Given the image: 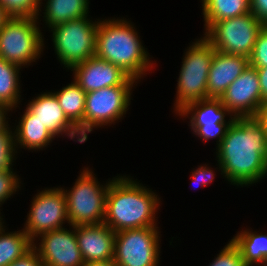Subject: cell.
I'll return each instance as SVG.
<instances>
[{
	"label": "cell",
	"mask_w": 267,
	"mask_h": 266,
	"mask_svg": "<svg viewBox=\"0 0 267 266\" xmlns=\"http://www.w3.org/2000/svg\"><path fill=\"white\" fill-rule=\"evenodd\" d=\"M221 174L232 185L249 186L267 175V137L255 117L235 118L216 148Z\"/></svg>",
	"instance_id": "obj_1"
},
{
	"label": "cell",
	"mask_w": 267,
	"mask_h": 266,
	"mask_svg": "<svg viewBox=\"0 0 267 266\" xmlns=\"http://www.w3.org/2000/svg\"><path fill=\"white\" fill-rule=\"evenodd\" d=\"M116 177L108 187L103 223L114 232L158 227L155 219L160 205L158 195L129 176Z\"/></svg>",
	"instance_id": "obj_2"
},
{
	"label": "cell",
	"mask_w": 267,
	"mask_h": 266,
	"mask_svg": "<svg viewBox=\"0 0 267 266\" xmlns=\"http://www.w3.org/2000/svg\"><path fill=\"white\" fill-rule=\"evenodd\" d=\"M131 21L124 19H103L98 23L95 56L111 62L130 78L139 81L153 68V61L143 47L139 33ZM150 69V70H149Z\"/></svg>",
	"instance_id": "obj_3"
},
{
	"label": "cell",
	"mask_w": 267,
	"mask_h": 266,
	"mask_svg": "<svg viewBox=\"0 0 267 266\" xmlns=\"http://www.w3.org/2000/svg\"><path fill=\"white\" fill-rule=\"evenodd\" d=\"M214 52V47L204 37L186 49L177 81L175 114L190 103L208 98L207 80Z\"/></svg>",
	"instance_id": "obj_4"
},
{
	"label": "cell",
	"mask_w": 267,
	"mask_h": 266,
	"mask_svg": "<svg viewBox=\"0 0 267 266\" xmlns=\"http://www.w3.org/2000/svg\"><path fill=\"white\" fill-rule=\"evenodd\" d=\"M39 19L10 17L0 30V58L20 67L36 62L44 46Z\"/></svg>",
	"instance_id": "obj_5"
},
{
	"label": "cell",
	"mask_w": 267,
	"mask_h": 266,
	"mask_svg": "<svg viewBox=\"0 0 267 266\" xmlns=\"http://www.w3.org/2000/svg\"><path fill=\"white\" fill-rule=\"evenodd\" d=\"M94 175L89 168L83 169L71 190L62 188L70 226L101 224L104 221L110 180L103 186Z\"/></svg>",
	"instance_id": "obj_6"
},
{
	"label": "cell",
	"mask_w": 267,
	"mask_h": 266,
	"mask_svg": "<svg viewBox=\"0 0 267 266\" xmlns=\"http://www.w3.org/2000/svg\"><path fill=\"white\" fill-rule=\"evenodd\" d=\"M98 21L86 17L70 20L50 28L57 58L65 68L94 57L96 53V34Z\"/></svg>",
	"instance_id": "obj_7"
},
{
	"label": "cell",
	"mask_w": 267,
	"mask_h": 266,
	"mask_svg": "<svg viewBox=\"0 0 267 266\" xmlns=\"http://www.w3.org/2000/svg\"><path fill=\"white\" fill-rule=\"evenodd\" d=\"M264 24L253 13L211 23L204 38L215 50L249 58Z\"/></svg>",
	"instance_id": "obj_8"
},
{
	"label": "cell",
	"mask_w": 267,
	"mask_h": 266,
	"mask_svg": "<svg viewBox=\"0 0 267 266\" xmlns=\"http://www.w3.org/2000/svg\"><path fill=\"white\" fill-rule=\"evenodd\" d=\"M134 85H119L105 87L86 93L85 111L83 117V138L87 141L88 133L93 128H101L114 124L124 117L129 109L132 87Z\"/></svg>",
	"instance_id": "obj_9"
},
{
	"label": "cell",
	"mask_w": 267,
	"mask_h": 266,
	"mask_svg": "<svg viewBox=\"0 0 267 266\" xmlns=\"http://www.w3.org/2000/svg\"><path fill=\"white\" fill-rule=\"evenodd\" d=\"M158 230L143 227L116 232L113 258L116 266H158L161 238Z\"/></svg>",
	"instance_id": "obj_10"
},
{
	"label": "cell",
	"mask_w": 267,
	"mask_h": 266,
	"mask_svg": "<svg viewBox=\"0 0 267 266\" xmlns=\"http://www.w3.org/2000/svg\"><path fill=\"white\" fill-rule=\"evenodd\" d=\"M65 222L69 224L67 200L63 189L47 188L33 197L23 230L34 242L45 232L64 228Z\"/></svg>",
	"instance_id": "obj_11"
},
{
	"label": "cell",
	"mask_w": 267,
	"mask_h": 266,
	"mask_svg": "<svg viewBox=\"0 0 267 266\" xmlns=\"http://www.w3.org/2000/svg\"><path fill=\"white\" fill-rule=\"evenodd\" d=\"M230 118L227 122L225 116ZM177 115L186 116L190 119V127L193 134L200 137L204 142L209 139L217 138V146L225 137L228 127L234 121L235 117L222 104L220 98H206L197 102L188 104Z\"/></svg>",
	"instance_id": "obj_12"
},
{
	"label": "cell",
	"mask_w": 267,
	"mask_h": 266,
	"mask_svg": "<svg viewBox=\"0 0 267 266\" xmlns=\"http://www.w3.org/2000/svg\"><path fill=\"white\" fill-rule=\"evenodd\" d=\"M71 229L64 227L39 235V246L33 242V248L45 266H84L75 226Z\"/></svg>",
	"instance_id": "obj_13"
},
{
	"label": "cell",
	"mask_w": 267,
	"mask_h": 266,
	"mask_svg": "<svg viewBox=\"0 0 267 266\" xmlns=\"http://www.w3.org/2000/svg\"><path fill=\"white\" fill-rule=\"evenodd\" d=\"M220 99L235 118L255 117L264 104L256 68L248 65Z\"/></svg>",
	"instance_id": "obj_14"
},
{
	"label": "cell",
	"mask_w": 267,
	"mask_h": 266,
	"mask_svg": "<svg viewBox=\"0 0 267 266\" xmlns=\"http://www.w3.org/2000/svg\"><path fill=\"white\" fill-rule=\"evenodd\" d=\"M74 81L87 93L105 87L119 85H135L138 83L130 78L118 66L97 58L96 56L73 66Z\"/></svg>",
	"instance_id": "obj_15"
},
{
	"label": "cell",
	"mask_w": 267,
	"mask_h": 266,
	"mask_svg": "<svg viewBox=\"0 0 267 266\" xmlns=\"http://www.w3.org/2000/svg\"><path fill=\"white\" fill-rule=\"evenodd\" d=\"M26 108L40 121L55 137L66 135L79 143L86 140L80 135L77 127L67 118L60 107L57 97L52 92H44L31 99Z\"/></svg>",
	"instance_id": "obj_16"
},
{
	"label": "cell",
	"mask_w": 267,
	"mask_h": 266,
	"mask_svg": "<svg viewBox=\"0 0 267 266\" xmlns=\"http://www.w3.org/2000/svg\"><path fill=\"white\" fill-rule=\"evenodd\" d=\"M75 234L84 263L113 260L116 232L105 223L76 225Z\"/></svg>",
	"instance_id": "obj_17"
},
{
	"label": "cell",
	"mask_w": 267,
	"mask_h": 266,
	"mask_svg": "<svg viewBox=\"0 0 267 266\" xmlns=\"http://www.w3.org/2000/svg\"><path fill=\"white\" fill-rule=\"evenodd\" d=\"M248 65L247 57L215 50L208 73V98H220Z\"/></svg>",
	"instance_id": "obj_18"
},
{
	"label": "cell",
	"mask_w": 267,
	"mask_h": 266,
	"mask_svg": "<svg viewBox=\"0 0 267 266\" xmlns=\"http://www.w3.org/2000/svg\"><path fill=\"white\" fill-rule=\"evenodd\" d=\"M24 111L19 124L14 126L16 148L20 145L19 148L28 150H43L55 136L27 108Z\"/></svg>",
	"instance_id": "obj_19"
},
{
	"label": "cell",
	"mask_w": 267,
	"mask_h": 266,
	"mask_svg": "<svg viewBox=\"0 0 267 266\" xmlns=\"http://www.w3.org/2000/svg\"><path fill=\"white\" fill-rule=\"evenodd\" d=\"M89 0H47L44 6V21L48 28L89 14Z\"/></svg>",
	"instance_id": "obj_20"
},
{
	"label": "cell",
	"mask_w": 267,
	"mask_h": 266,
	"mask_svg": "<svg viewBox=\"0 0 267 266\" xmlns=\"http://www.w3.org/2000/svg\"><path fill=\"white\" fill-rule=\"evenodd\" d=\"M231 240L239 248L247 266H267V234L246 229L238 232Z\"/></svg>",
	"instance_id": "obj_21"
},
{
	"label": "cell",
	"mask_w": 267,
	"mask_h": 266,
	"mask_svg": "<svg viewBox=\"0 0 267 266\" xmlns=\"http://www.w3.org/2000/svg\"><path fill=\"white\" fill-rule=\"evenodd\" d=\"M67 118L77 127L83 137V117L86 103V92L75 82L52 92Z\"/></svg>",
	"instance_id": "obj_22"
},
{
	"label": "cell",
	"mask_w": 267,
	"mask_h": 266,
	"mask_svg": "<svg viewBox=\"0 0 267 266\" xmlns=\"http://www.w3.org/2000/svg\"><path fill=\"white\" fill-rule=\"evenodd\" d=\"M206 29L211 23L250 13V0H202Z\"/></svg>",
	"instance_id": "obj_23"
},
{
	"label": "cell",
	"mask_w": 267,
	"mask_h": 266,
	"mask_svg": "<svg viewBox=\"0 0 267 266\" xmlns=\"http://www.w3.org/2000/svg\"><path fill=\"white\" fill-rule=\"evenodd\" d=\"M0 228V266H8L33 247V241L24 230L5 232Z\"/></svg>",
	"instance_id": "obj_24"
},
{
	"label": "cell",
	"mask_w": 267,
	"mask_h": 266,
	"mask_svg": "<svg viewBox=\"0 0 267 266\" xmlns=\"http://www.w3.org/2000/svg\"><path fill=\"white\" fill-rule=\"evenodd\" d=\"M21 67L0 58V104L13 110L20 103V80Z\"/></svg>",
	"instance_id": "obj_25"
},
{
	"label": "cell",
	"mask_w": 267,
	"mask_h": 266,
	"mask_svg": "<svg viewBox=\"0 0 267 266\" xmlns=\"http://www.w3.org/2000/svg\"><path fill=\"white\" fill-rule=\"evenodd\" d=\"M41 4H44L42 0H0L10 17H39Z\"/></svg>",
	"instance_id": "obj_26"
},
{
	"label": "cell",
	"mask_w": 267,
	"mask_h": 266,
	"mask_svg": "<svg viewBox=\"0 0 267 266\" xmlns=\"http://www.w3.org/2000/svg\"><path fill=\"white\" fill-rule=\"evenodd\" d=\"M8 127L5 131L0 132V171H13L11 167L16 158V143L12 129Z\"/></svg>",
	"instance_id": "obj_27"
},
{
	"label": "cell",
	"mask_w": 267,
	"mask_h": 266,
	"mask_svg": "<svg viewBox=\"0 0 267 266\" xmlns=\"http://www.w3.org/2000/svg\"><path fill=\"white\" fill-rule=\"evenodd\" d=\"M209 266H247L242 258L239 248L232 240L224 246Z\"/></svg>",
	"instance_id": "obj_28"
},
{
	"label": "cell",
	"mask_w": 267,
	"mask_h": 266,
	"mask_svg": "<svg viewBox=\"0 0 267 266\" xmlns=\"http://www.w3.org/2000/svg\"><path fill=\"white\" fill-rule=\"evenodd\" d=\"M249 65L253 67H267V25L260 30L251 56Z\"/></svg>",
	"instance_id": "obj_29"
},
{
	"label": "cell",
	"mask_w": 267,
	"mask_h": 266,
	"mask_svg": "<svg viewBox=\"0 0 267 266\" xmlns=\"http://www.w3.org/2000/svg\"><path fill=\"white\" fill-rule=\"evenodd\" d=\"M18 176L14 171H0V207L21 188V179Z\"/></svg>",
	"instance_id": "obj_30"
},
{
	"label": "cell",
	"mask_w": 267,
	"mask_h": 266,
	"mask_svg": "<svg viewBox=\"0 0 267 266\" xmlns=\"http://www.w3.org/2000/svg\"><path fill=\"white\" fill-rule=\"evenodd\" d=\"M214 175L216 174L213 173L212 168L210 169L207 165H201L192 171L191 178L193 182L204 187L213 181Z\"/></svg>",
	"instance_id": "obj_31"
},
{
	"label": "cell",
	"mask_w": 267,
	"mask_h": 266,
	"mask_svg": "<svg viewBox=\"0 0 267 266\" xmlns=\"http://www.w3.org/2000/svg\"><path fill=\"white\" fill-rule=\"evenodd\" d=\"M8 266H45L37 251L32 247L22 257L18 258Z\"/></svg>",
	"instance_id": "obj_32"
},
{
	"label": "cell",
	"mask_w": 267,
	"mask_h": 266,
	"mask_svg": "<svg viewBox=\"0 0 267 266\" xmlns=\"http://www.w3.org/2000/svg\"><path fill=\"white\" fill-rule=\"evenodd\" d=\"M250 12L267 25V0H250Z\"/></svg>",
	"instance_id": "obj_33"
},
{
	"label": "cell",
	"mask_w": 267,
	"mask_h": 266,
	"mask_svg": "<svg viewBox=\"0 0 267 266\" xmlns=\"http://www.w3.org/2000/svg\"><path fill=\"white\" fill-rule=\"evenodd\" d=\"M257 70L263 102H267V67H255Z\"/></svg>",
	"instance_id": "obj_34"
},
{
	"label": "cell",
	"mask_w": 267,
	"mask_h": 266,
	"mask_svg": "<svg viewBox=\"0 0 267 266\" xmlns=\"http://www.w3.org/2000/svg\"><path fill=\"white\" fill-rule=\"evenodd\" d=\"M255 119L261 124V126L265 129L266 137H267V102H265L260 109L258 110Z\"/></svg>",
	"instance_id": "obj_35"
},
{
	"label": "cell",
	"mask_w": 267,
	"mask_h": 266,
	"mask_svg": "<svg viewBox=\"0 0 267 266\" xmlns=\"http://www.w3.org/2000/svg\"><path fill=\"white\" fill-rule=\"evenodd\" d=\"M10 108L0 104V132L5 131L8 127V117L6 118V115H8V113L10 112ZM8 112V113H7Z\"/></svg>",
	"instance_id": "obj_36"
},
{
	"label": "cell",
	"mask_w": 267,
	"mask_h": 266,
	"mask_svg": "<svg viewBox=\"0 0 267 266\" xmlns=\"http://www.w3.org/2000/svg\"><path fill=\"white\" fill-rule=\"evenodd\" d=\"M84 266H116L113 260L104 261V262H90L84 263Z\"/></svg>",
	"instance_id": "obj_37"
},
{
	"label": "cell",
	"mask_w": 267,
	"mask_h": 266,
	"mask_svg": "<svg viewBox=\"0 0 267 266\" xmlns=\"http://www.w3.org/2000/svg\"><path fill=\"white\" fill-rule=\"evenodd\" d=\"M10 18L3 7L0 5V30L4 26L5 22Z\"/></svg>",
	"instance_id": "obj_38"
},
{
	"label": "cell",
	"mask_w": 267,
	"mask_h": 266,
	"mask_svg": "<svg viewBox=\"0 0 267 266\" xmlns=\"http://www.w3.org/2000/svg\"><path fill=\"white\" fill-rule=\"evenodd\" d=\"M1 214V213H0ZM3 220V218H2V216H0V228L3 226V224H4V222L2 221Z\"/></svg>",
	"instance_id": "obj_39"
}]
</instances>
